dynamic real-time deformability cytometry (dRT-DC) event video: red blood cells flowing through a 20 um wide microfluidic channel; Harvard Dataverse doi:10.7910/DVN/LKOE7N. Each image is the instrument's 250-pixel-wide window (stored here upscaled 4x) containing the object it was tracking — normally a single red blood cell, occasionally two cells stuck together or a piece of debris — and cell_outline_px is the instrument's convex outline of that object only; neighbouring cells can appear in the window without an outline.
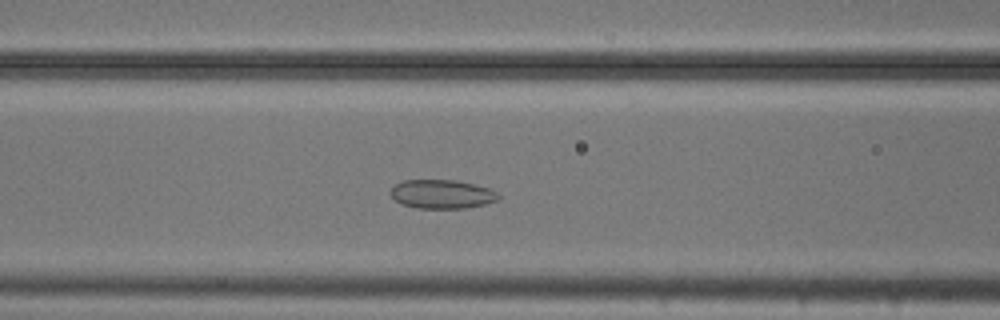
{"species": "common noctule bat (a hibernating species)", "species_latin": "Nyctalus noctula", "temperature_condition": "cold", "stored_images_in_passage": 52, "camera_frame_rate_fps": 3000, "um_per_image_px": 0.085, "animal": {"sex": "male", "body_mass_g": 20.5, "forearm_length_mm": 52.5}, "frame": {"image": 1, "passage_image": 20, "time_ms": 6.333, "image_size_px": [1000, 320], "cell_outline_px": [[500, 196], [496, 200], [484, 204], [464, 208], [416, 208], [400, 204], [388, 192], [396, 184], [404, 180], [456, 180], [488, 188], [496, 192]], "centroid_in_image_um": [37.52, 16.5], "position_along_channel_um": 129.1, "area_um2": 17.98}}
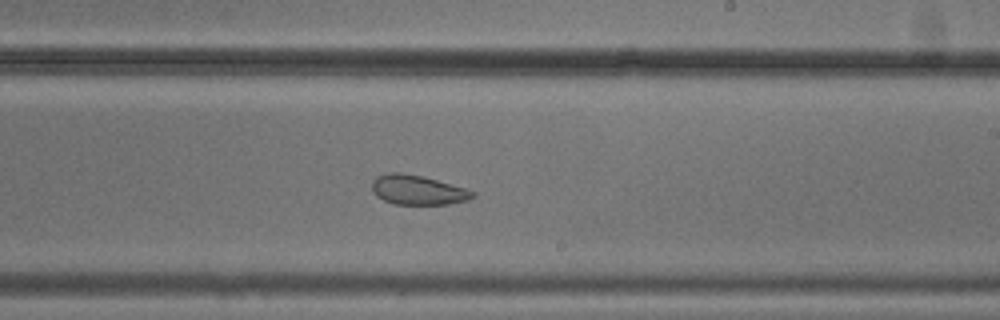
{"frame": {"image": 2, "passage_image": 30, "time_ms": 9.667, "image_size_px": [1000, 320], "cell_outline_px": [[476, 196], [468, 200], [448, 204], [392, 204], [376, 196], [372, 192], [372, 180], [376, 176], [388, 172], [400, 172], [424, 176], [464, 188], [476, 192]], "centroid_in_image_um": [35.48, 16.14], "position_along_channel_um": 253.5, "area_um2": 17.51}}
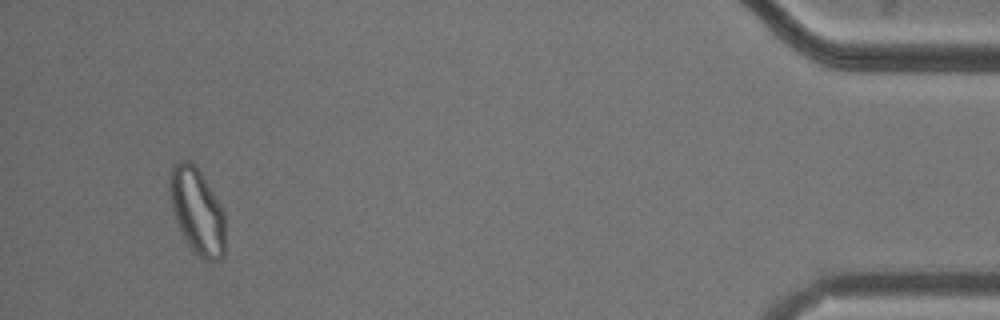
{"frame": {"image": 3, "passage_image": 49, "time_ms": 16.0, "image_size_px": [1000, 320], "cell_outline_px": [[224, 256], [220, 260], [212, 264], [204, 260], [188, 244], [180, 232], [172, 208], [168, 188], [168, 180], [172, 164], [176, 160], [188, 160], [196, 164], [220, 204], [224, 212]], "centroid_in_image_um": [16.74, 17.92], "position_along_channel_um": 418.5, "area_um2": 28.26}, "authors_computed_cell_mechanics": {"area_um2": 23.8714, "velocity_mm_per_s": 3.74, "shape_relaxation_time_tau1_ms": null, "shape_relaxation_time_tau2_ms": 2.3349, "deformation_change_tau1": null, "deformation_change_tau2": 0.0712}}